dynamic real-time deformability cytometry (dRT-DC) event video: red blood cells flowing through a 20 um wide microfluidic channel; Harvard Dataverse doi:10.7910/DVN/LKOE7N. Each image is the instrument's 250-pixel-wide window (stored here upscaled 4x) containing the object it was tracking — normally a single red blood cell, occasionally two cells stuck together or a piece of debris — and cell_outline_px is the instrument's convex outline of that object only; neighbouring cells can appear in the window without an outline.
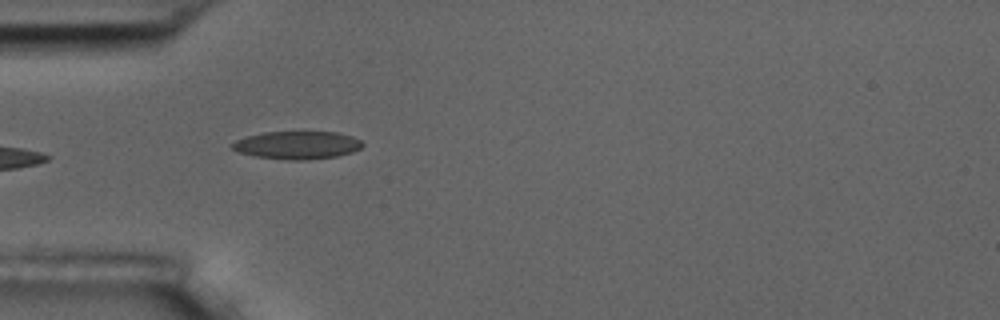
{"species": "common noctule bat (a hibernating species)", "species_latin": "Nyctalus noctula", "temperature_condition": "room temperature", "stored_images_in_passage": 10, "camera_frame_rate_fps": 3000, "um_per_image_px": 0.085, "animal": {"sex": "male", "body_mass_g": 17.5, "forearm_length_mm": 52.3}, "frame": {"image": 1, "passage_image": 6, "time_ms": 5.667, "image_size_px": [1000, 320], "cell_outline_px": [[364, 144], [360, 148], [352, 152], [336, 156], [308, 160], [288, 160], [256, 156], [240, 152], [232, 148], [232, 144], [236, 140], [248, 136], [264, 132], [336, 132], [352, 136], [360, 140]], "centroid_in_image_um": [25.29, 12.33], "position_along_channel_um": 59.7, "area_um2": 20.98}}
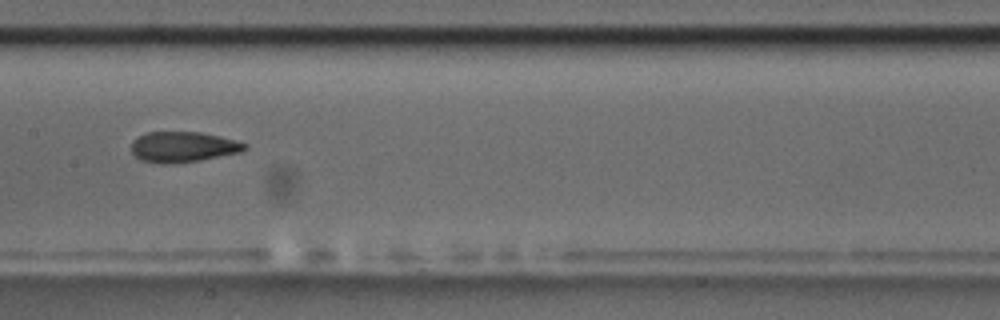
{"frame": {"image": 2, "passage_image": 9, "time_ms": 9.333, "image_size_px": [1000, 320], "cell_outline_px": [[248, 148], [240, 152], [200, 160], [172, 164], [164, 164], [140, 160], [132, 152], [132, 140], [148, 132], [200, 132], [220, 136], [236, 140], [248, 144]], "centroid_in_image_um": [15.58, 12.49], "position_along_channel_um": 191.8, "area_um2": 20.17}}
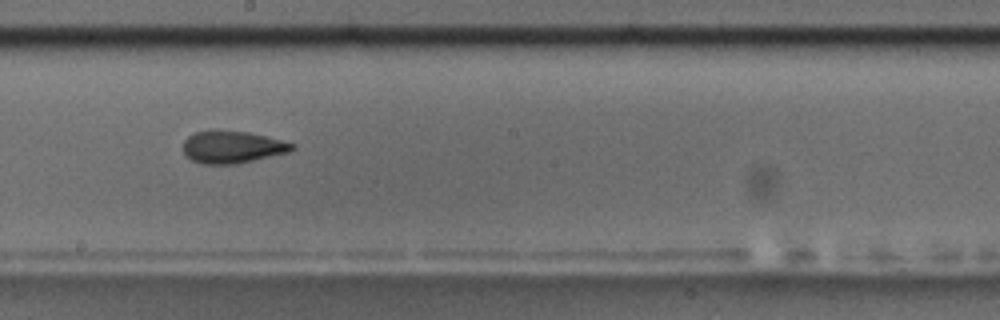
{"frame": {"image": 3, "passage_image": 10, "time_ms": 10.333, "image_size_px": [1000, 320], "cell_outline_px": [[296, 148], [288, 152], [236, 164], [200, 164], [184, 156], [184, 140], [188, 136], [196, 132], [208, 128], [216, 128], [248, 132], [296, 144]], "centroid_in_image_um": [19.69, 12.47], "position_along_channel_um": 228.5, "area_um2": 20.87}}